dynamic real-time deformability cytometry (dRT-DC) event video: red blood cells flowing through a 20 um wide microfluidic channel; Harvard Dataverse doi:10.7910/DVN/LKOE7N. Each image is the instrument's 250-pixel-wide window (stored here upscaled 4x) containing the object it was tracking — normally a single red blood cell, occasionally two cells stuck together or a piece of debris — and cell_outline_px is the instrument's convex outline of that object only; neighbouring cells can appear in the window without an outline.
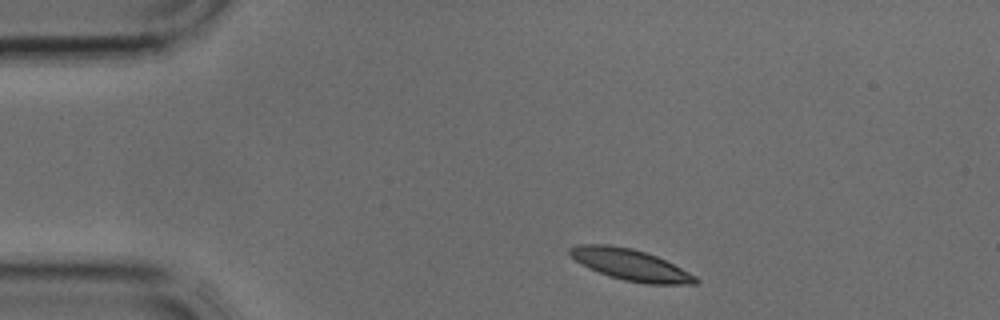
{"species": "common noctule bat (a hibernating species)", "species_latin": "Nyctalus noctula", "temperature_condition": "cold", "stored_images_in_passage": 34, "camera_frame_rate_fps": 3000, "um_per_image_px": 0.085, "animal": {"sex": "male", "body_mass_g": 17.9, "forearm_length_mm": 54.2}, "frame": {"image": 1, "passage_image": 1, "time_ms": 0.0, "image_size_px": [1000, 320], "cell_outline_px": [[700, 280], [696, 284], [648, 284], [624, 280], [608, 276], [576, 260], [568, 252], [568, 248], [580, 244], [608, 244], [632, 248], [656, 256], [696, 276]], "centroid_in_image_um": [53.6, 22.5], "position_along_channel_um": 31.4, "area_um2": 22.48}}
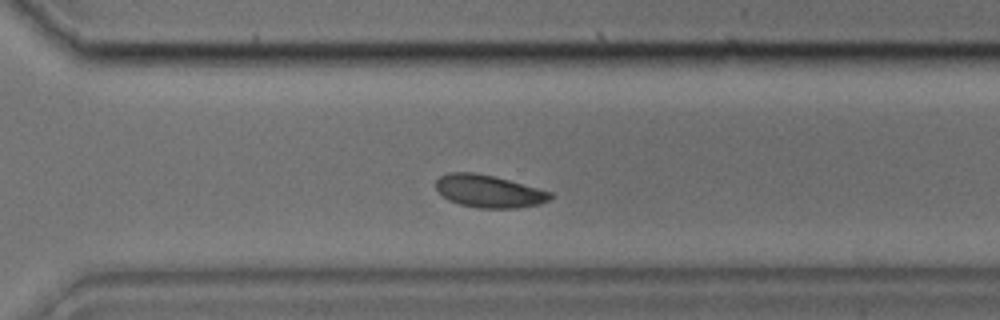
{"frame": {"image": 2, "passage_image": 22, "time_ms": 7.0, "image_size_px": [1000, 320], "cell_outline_px": [[556, 196], [552, 200], [540, 204], [520, 208], [480, 208], [460, 204], [448, 200], [436, 188], [436, 180], [440, 176], [448, 172], [472, 172], [492, 176], [508, 180], [552, 192]], "centroid_in_image_um": [41.6, 16.27], "position_along_channel_um": 329.0, "area_um2": 21.73}}
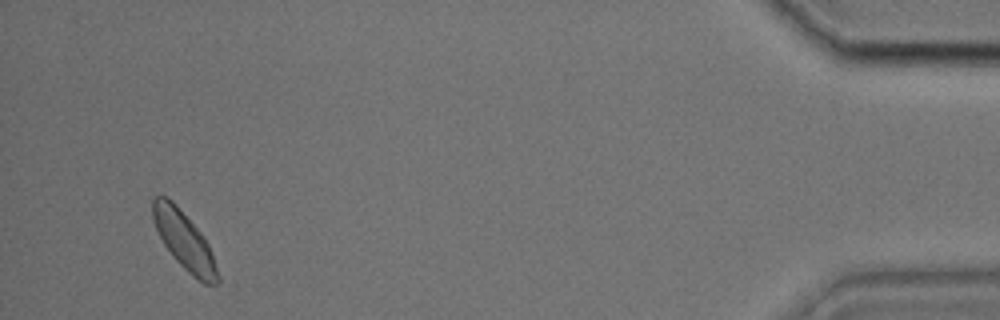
{"frame": {"image": 3, "passage_image": 32, "time_ms": 10.333, "image_size_px": [1000, 320], "cell_outline_px": [[220, 280], [216, 284], [204, 284], [192, 276], [176, 260], [164, 244], [156, 228], [152, 216], [152, 196], [164, 196], [172, 200], [176, 204], [204, 236], [208, 244], [220, 276]], "centroid_in_image_um": [15.66, 20.45], "position_along_channel_um": 419.5, "area_um2": 21.68}}